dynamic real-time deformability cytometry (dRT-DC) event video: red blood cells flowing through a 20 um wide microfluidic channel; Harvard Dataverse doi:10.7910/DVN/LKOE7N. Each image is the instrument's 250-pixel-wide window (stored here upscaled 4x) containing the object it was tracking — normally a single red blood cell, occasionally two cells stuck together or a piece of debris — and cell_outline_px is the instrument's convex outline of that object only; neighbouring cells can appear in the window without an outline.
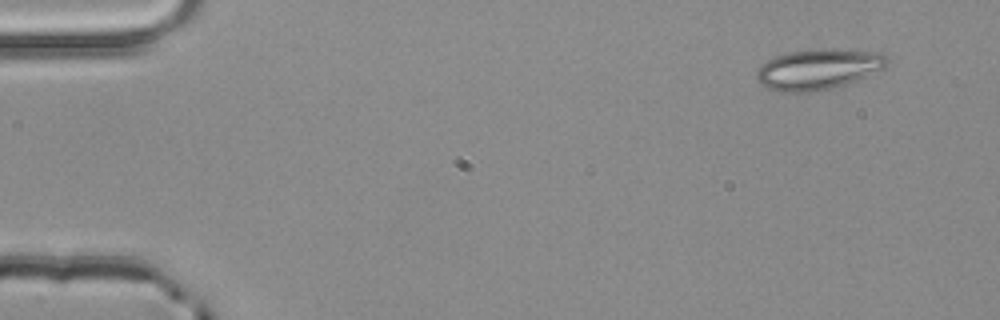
{"species": "common noctule bat (a hibernating species)", "species_latin": "Nyctalus noctula", "temperature_condition": "room temperature", "stored_images_in_passage": 3, "camera_frame_rate_fps": 3000, "um_per_image_px": 0.085, "animal": {"sex": "male", "body_mass_g": 20.4}, "frame": {"image": 1, "passage_image": 1, "time_ms": 0.0, "image_size_px": [1000, 320], "cell_outline_px": [[892, 60], [884, 68], [844, 84], [832, 88], [812, 92], [784, 92], [764, 88], [756, 80], [756, 72], [760, 64], [772, 56], [788, 52], [820, 48], [832, 48], [880, 52], [888, 56]], "centroid_in_image_um": [69.52, 5.86], "position_along_channel_um": 15.5, "area_um2": 31.33}}